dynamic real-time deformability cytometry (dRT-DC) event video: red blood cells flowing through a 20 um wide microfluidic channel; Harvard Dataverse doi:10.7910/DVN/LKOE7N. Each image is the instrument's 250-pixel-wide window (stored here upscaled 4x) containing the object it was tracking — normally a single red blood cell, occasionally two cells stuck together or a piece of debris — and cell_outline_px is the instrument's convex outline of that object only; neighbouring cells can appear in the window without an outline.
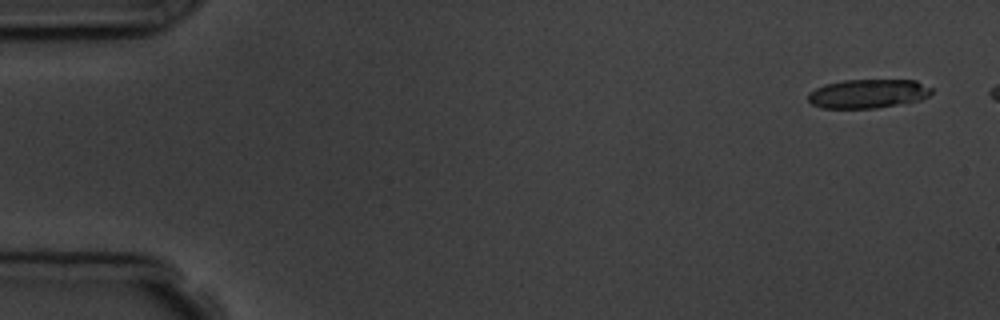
{"species": "common noctule bat (a hibernating species)", "species_latin": "Nyctalus noctula", "temperature_condition": "room temperature", "stored_images_in_passage": 11, "camera_frame_rate_fps": 3000, "um_per_image_px": 0.085, "animal": {"sex": "male", "body_mass_g": 19.5, "forearm_length_mm": 54.6}, "frame": {"image": 1, "passage_image": 1, "time_ms": 0.0, "image_size_px": [1000, 320], "cell_outline_px": [[932, 92], [928, 96], [920, 100], [876, 108], [820, 108], [812, 104], [808, 100], [808, 92], [824, 84], [844, 80], [916, 80], [932, 88]], "centroid_in_image_um": [73.76, 7.96], "position_along_channel_um": 11.2, "area_um2": 20.87}}
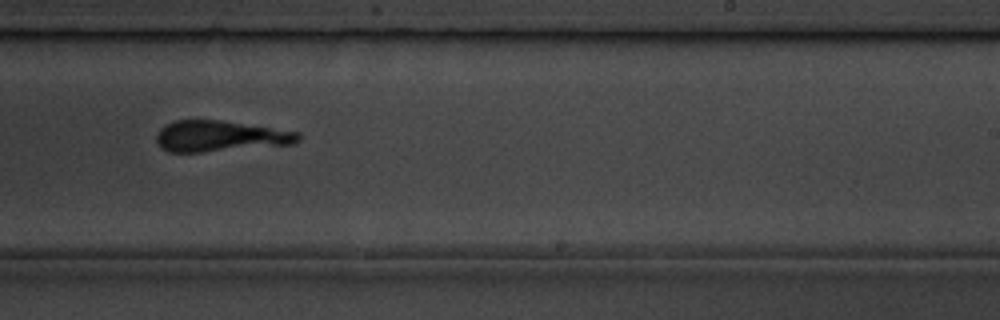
{"frame": {"image": 2, "passage_image": 10, "time_ms": 10.333, "image_size_px": [1000, 320], "cell_outline_px": [[300, 140], [292, 144], [200, 152], [168, 152], [160, 148], [156, 140], [156, 136], [160, 128], [164, 124], [176, 120], [220, 120], [300, 132]], "centroid_in_image_um": [18.66, 11.57], "position_along_channel_um": 270.3, "area_um2": 25.55}}